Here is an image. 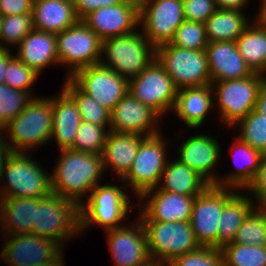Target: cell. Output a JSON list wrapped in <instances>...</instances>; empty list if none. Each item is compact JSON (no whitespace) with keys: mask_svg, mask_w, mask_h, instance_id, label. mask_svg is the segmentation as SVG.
<instances>
[{"mask_svg":"<svg viewBox=\"0 0 266 266\" xmlns=\"http://www.w3.org/2000/svg\"><path fill=\"white\" fill-rule=\"evenodd\" d=\"M60 157L50 173L52 192L76 201L79 205L84 197L101 184L104 166L100 154L74 150H59Z\"/></svg>","mask_w":266,"mask_h":266,"instance_id":"cell-1","label":"cell"},{"mask_svg":"<svg viewBox=\"0 0 266 266\" xmlns=\"http://www.w3.org/2000/svg\"><path fill=\"white\" fill-rule=\"evenodd\" d=\"M52 118L53 96L36 95L0 132L11 152H33L51 141Z\"/></svg>","mask_w":266,"mask_h":266,"instance_id":"cell-2","label":"cell"},{"mask_svg":"<svg viewBox=\"0 0 266 266\" xmlns=\"http://www.w3.org/2000/svg\"><path fill=\"white\" fill-rule=\"evenodd\" d=\"M32 234L55 241L64 249L65 241L82 235L80 205L53 192L45 197L35 198Z\"/></svg>","mask_w":266,"mask_h":266,"instance_id":"cell-3","label":"cell"},{"mask_svg":"<svg viewBox=\"0 0 266 266\" xmlns=\"http://www.w3.org/2000/svg\"><path fill=\"white\" fill-rule=\"evenodd\" d=\"M123 186L101 183L89 193L80 204L81 233L92 225L108 231L126 224L128 213L134 208L135 203L129 200V194L125 192L127 187Z\"/></svg>","mask_w":266,"mask_h":266,"instance_id":"cell-4","label":"cell"},{"mask_svg":"<svg viewBox=\"0 0 266 266\" xmlns=\"http://www.w3.org/2000/svg\"><path fill=\"white\" fill-rule=\"evenodd\" d=\"M139 30L102 40L100 64L127 80L142 72L156 58V48Z\"/></svg>","mask_w":266,"mask_h":266,"instance_id":"cell-5","label":"cell"},{"mask_svg":"<svg viewBox=\"0 0 266 266\" xmlns=\"http://www.w3.org/2000/svg\"><path fill=\"white\" fill-rule=\"evenodd\" d=\"M31 157L26 152L8 155L0 180L1 184L4 181L0 197L41 198L52 192L50 174Z\"/></svg>","mask_w":266,"mask_h":266,"instance_id":"cell-6","label":"cell"},{"mask_svg":"<svg viewBox=\"0 0 266 266\" xmlns=\"http://www.w3.org/2000/svg\"><path fill=\"white\" fill-rule=\"evenodd\" d=\"M266 76L260 73L234 80L212 82L214 101L220 121L228 128L234 127L256 107L260 87Z\"/></svg>","mask_w":266,"mask_h":266,"instance_id":"cell-7","label":"cell"},{"mask_svg":"<svg viewBox=\"0 0 266 266\" xmlns=\"http://www.w3.org/2000/svg\"><path fill=\"white\" fill-rule=\"evenodd\" d=\"M141 221L147 236L149 256L163 266L200 247L190 222Z\"/></svg>","mask_w":266,"mask_h":266,"instance_id":"cell-8","label":"cell"},{"mask_svg":"<svg viewBox=\"0 0 266 266\" xmlns=\"http://www.w3.org/2000/svg\"><path fill=\"white\" fill-rule=\"evenodd\" d=\"M163 133L145 136L140 142L136 157L128 173L120 182L134 191L138 198L145 191L156 188L160 182L162 172L166 166L167 148L166 138ZM165 138V139H164ZM167 152V153H166ZM131 186V187H130Z\"/></svg>","mask_w":266,"mask_h":266,"instance_id":"cell-9","label":"cell"},{"mask_svg":"<svg viewBox=\"0 0 266 266\" xmlns=\"http://www.w3.org/2000/svg\"><path fill=\"white\" fill-rule=\"evenodd\" d=\"M156 59L178 90L211 84L205 50L184 49L166 43L156 47Z\"/></svg>","mask_w":266,"mask_h":266,"instance_id":"cell-10","label":"cell"},{"mask_svg":"<svg viewBox=\"0 0 266 266\" xmlns=\"http://www.w3.org/2000/svg\"><path fill=\"white\" fill-rule=\"evenodd\" d=\"M56 38L59 64L69 69L65 79L81 68L100 64L102 39L82 20L57 33Z\"/></svg>","mask_w":266,"mask_h":266,"instance_id":"cell-11","label":"cell"},{"mask_svg":"<svg viewBox=\"0 0 266 266\" xmlns=\"http://www.w3.org/2000/svg\"><path fill=\"white\" fill-rule=\"evenodd\" d=\"M178 89L155 58L136 77L128 80V92L161 118L172 112Z\"/></svg>","mask_w":266,"mask_h":266,"instance_id":"cell-12","label":"cell"},{"mask_svg":"<svg viewBox=\"0 0 266 266\" xmlns=\"http://www.w3.org/2000/svg\"><path fill=\"white\" fill-rule=\"evenodd\" d=\"M237 191L234 188L210 185L195 197L190 224L196 241L201 247L217 248L220 216L226 202Z\"/></svg>","mask_w":266,"mask_h":266,"instance_id":"cell-13","label":"cell"},{"mask_svg":"<svg viewBox=\"0 0 266 266\" xmlns=\"http://www.w3.org/2000/svg\"><path fill=\"white\" fill-rule=\"evenodd\" d=\"M184 20L182 0H151L139 9L140 31L155 48L170 43Z\"/></svg>","mask_w":266,"mask_h":266,"instance_id":"cell-14","label":"cell"},{"mask_svg":"<svg viewBox=\"0 0 266 266\" xmlns=\"http://www.w3.org/2000/svg\"><path fill=\"white\" fill-rule=\"evenodd\" d=\"M70 79L109 111L128 93V80L101 64L81 68Z\"/></svg>","mask_w":266,"mask_h":266,"instance_id":"cell-15","label":"cell"},{"mask_svg":"<svg viewBox=\"0 0 266 266\" xmlns=\"http://www.w3.org/2000/svg\"><path fill=\"white\" fill-rule=\"evenodd\" d=\"M0 236L6 237L0 258L8 266H37L53 260L63 250L55 241L33 234Z\"/></svg>","mask_w":266,"mask_h":266,"instance_id":"cell-16","label":"cell"},{"mask_svg":"<svg viewBox=\"0 0 266 266\" xmlns=\"http://www.w3.org/2000/svg\"><path fill=\"white\" fill-rule=\"evenodd\" d=\"M195 197L151 188L137 198L139 218L170 223L190 222Z\"/></svg>","mask_w":266,"mask_h":266,"instance_id":"cell-17","label":"cell"},{"mask_svg":"<svg viewBox=\"0 0 266 266\" xmlns=\"http://www.w3.org/2000/svg\"><path fill=\"white\" fill-rule=\"evenodd\" d=\"M137 219L105 231L114 266H139L151 259L143 222Z\"/></svg>","mask_w":266,"mask_h":266,"instance_id":"cell-18","label":"cell"},{"mask_svg":"<svg viewBox=\"0 0 266 266\" xmlns=\"http://www.w3.org/2000/svg\"><path fill=\"white\" fill-rule=\"evenodd\" d=\"M217 138L208 134H193L177 147V159L195 170L210 185L217 186L219 174L216 171L221 148Z\"/></svg>","mask_w":266,"mask_h":266,"instance_id":"cell-19","label":"cell"},{"mask_svg":"<svg viewBox=\"0 0 266 266\" xmlns=\"http://www.w3.org/2000/svg\"><path fill=\"white\" fill-rule=\"evenodd\" d=\"M161 117L129 92L110 111V131L152 136L162 132Z\"/></svg>","mask_w":266,"mask_h":266,"instance_id":"cell-20","label":"cell"},{"mask_svg":"<svg viewBox=\"0 0 266 266\" xmlns=\"http://www.w3.org/2000/svg\"><path fill=\"white\" fill-rule=\"evenodd\" d=\"M82 21L102 40L129 34L139 28V9L123 1L102 7L86 15Z\"/></svg>","mask_w":266,"mask_h":266,"instance_id":"cell-21","label":"cell"},{"mask_svg":"<svg viewBox=\"0 0 266 266\" xmlns=\"http://www.w3.org/2000/svg\"><path fill=\"white\" fill-rule=\"evenodd\" d=\"M205 51L211 83L247 78L254 74L234 41L208 42Z\"/></svg>","mask_w":266,"mask_h":266,"instance_id":"cell-22","label":"cell"},{"mask_svg":"<svg viewBox=\"0 0 266 266\" xmlns=\"http://www.w3.org/2000/svg\"><path fill=\"white\" fill-rule=\"evenodd\" d=\"M16 48V57L38 74L50 65L60 66L55 33L33 29Z\"/></svg>","mask_w":266,"mask_h":266,"instance_id":"cell-23","label":"cell"},{"mask_svg":"<svg viewBox=\"0 0 266 266\" xmlns=\"http://www.w3.org/2000/svg\"><path fill=\"white\" fill-rule=\"evenodd\" d=\"M212 85L185 87L177 91V98L173 108L176 117L182 120L189 129L201 128L208 113L214 107Z\"/></svg>","mask_w":266,"mask_h":266,"instance_id":"cell-24","label":"cell"},{"mask_svg":"<svg viewBox=\"0 0 266 266\" xmlns=\"http://www.w3.org/2000/svg\"><path fill=\"white\" fill-rule=\"evenodd\" d=\"M233 139L230 153L236 168L224 177L220 175L217 186L243 190L241 193H244L258 172L263 154L243 142L238 135Z\"/></svg>","mask_w":266,"mask_h":266,"instance_id":"cell-25","label":"cell"},{"mask_svg":"<svg viewBox=\"0 0 266 266\" xmlns=\"http://www.w3.org/2000/svg\"><path fill=\"white\" fill-rule=\"evenodd\" d=\"M145 136L109 131L101 153L105 174L111 168L119 179L129 171Z\"/></svg>","mask_w":266,"mask_h":266,"instance_id":"cell-26","label":"cell"},{"mask_svg":"<svg viewBox=\"0 0 266 266\" xmlns=\"http://www.w3.org/2000/svg\"><path fill=\"white\" fill-rule=\"evenodd\" d=\"M53 96V118L51 140L59 150L71 148L81 124V115L75 100L61 87Z\"/></svg>","mask_w":266,"mask_h":266,"instance_id":"cell-27","label":"cell"},{"mask_svg":"<svg viewBox=\"0 0 266 266\" xmlns=\"http://www.w3.org/2000/svg\"><path fill=\"white\" fill-rule=\"evenodd\" d=\"M32 20L33 29L57 34L75 25L79 18L73 0H34Z\"/></svg>","mask_w":266,"mask_h":266,"instance_id":"cell-28","label":"cell"},{"mask_svg":"<svg viewBox=\"0 0 266 266\" xmlns=\"http://www.w3.org/2000/svg\"><path fill=\"white\" fill-rule=\"evenodd\" d=\"M0 221L1 235L32 234L35 198L0 197Z\"/></svg>","mask_w":266,"mask_h":266,"instance_id":"cell-29","label":"cell"},{"mask_svg":"<svg viewBox=\"0 0 266 266\" xmlns=\"http://www.w3.org/2000/svg\"><path fill=\"white\" fill-rule=\"evenodd\" d=\"M209 186L210 184L195 170L175 158L167 161L156 188L187 196H198Z\"/></svg>","mask_w":266,"mask_h":266,"instance_id":"cell-30","label":"cell"},{"mask_svg":"<svg viewBox=\"0 0 266 266\" xmlns=\"http://www.w3.org/2000/svg\"><path fill=\"white\" fill-rule=\"evenodd\" d=\"M256 206L253 198L249 194L247 196L241 194L240 190L226 202L220 216L217 248L233 242L241 223Z\"/></svg>","mask_w":266,"mask_h":266,"instance_id":"cell-31","label":"cell"},{"mask_svg":"<svg viewBox=\"0 0 266 266\" xmlns=\"http://www.w3.org/2000/svg\"><path fill=\"white\" fill-rule=\"evenodd\" d=\"M204 24L208 42H236L251 20L241 10L217 9Z\"/></svg>","mask_w":266,"mask_h":266,"instance_id":"cell-32","label":"cell"},{"mask_svg":"<svg viewBox=\"0 0 266 266\" xmlns=\"http://www.w3.org/2000/svg\"><path fill=\"white\" fill-rule=\"evenodd\" d=\"M237 38L240 55L254 73L266 76V28L255 18Z\"/></svg>","mask_w":266,"mask_h":266,"instance_id":"cell-33","label":"cell"},{"mask_svg":"<svg viewBox=\"0 0 266 266\" xmlns=\"http://www.w3.org/2000/svg\"><path fill=\"white\" fill-rule=\"evenodd\" d=\"M62 88L75 100L82 121L110 127V111L84 93L70 78L65 79Z\"/></svg>","mask_w":266,"mask_h":266,"instance_id":"cell-34","label":"cell"},{"mask_svg":"<svg viewBox=\"0 0 266 266\" xmlns=\"http://www.w3.org/2000/svg\"><path fill=\"white\" fill-rule=\"evenodd\" d=\"M230 243L266 246V210L257 205L244 219Z\"/></svg>","mask_w":266,"mask_h":266,"instance_id":"cell-35","label":"cell"},{"mask_svg":"<svg viewBox=\"0 0 266 266\" xmlns=\"http://www.w3.org/2000/svg\"><path fill=\"white\" fill-rule=\"evenodd\" d=\"M220 249L224 266H266V246L227 243Z\"/></svg>","mask_w":266,"mask_h":266,"instance_id":"cell-36","label":"cell"},{"mask_svg":"<svg viewBox=\"0 0 266 266\" xmlns=\"http://www.w3.org/2000/svg\"><path fill=\"white\" fill-rule=\"evenodd\" d=\"M239 128H236V127ZM239 129V138L255 150L266 153V116L256 109L241 119L234 129Z\"/></svg>","mask_w":266,"mask_h":266,"instance_id":"cell-37","label":"cell"},{"mask_svg":"<svg viewBox=\"0 0 266 266\" xmlns=\"http://www.w3.org/2000/svg\"><path fill=\"white\" fill-rule=\"evenodd\" d=\"M33 97L29 92L0 84V131L25 109Z\"/></svg>","mask_w":266,"mask_h":266,"instance_id":"cell-38","label":"cell"},{"mask_svg":"<svg viewBox=\"0 0 266 266\" xmlns=\"http://www.w3.org/2000/svg\"><path fill=\"white\" fill-rule=\"evenodd\" d=\"M32 30V14L3 16L0 32V49L17 47L22 39Z\"/></svg>","mask_w":266,"mask_h":266,"instance_id":"cell-39","label":"cell"},{"mask_svg":"<svg viewBox=\"0 0 266 266\" xmlns=\"http://www.w3.org/2000/svg\"><path fill=\"white\" fill-rule=\"evenodd\" d=\"M109 131L110 127L98 126L81 121L71 148L101 155Z\"/></svg>","mask_w":266,"mask_h":266,"instance_id":"cell-40","label":"cell"},{"mask_svg":"<svg viewBox=\"0 0 266 266\" xmlns=\"http://www.w3.org/2000/svg\"><path fill=\"white\" fill-rule=\"evenodd\" d=\"M170 44L184 49L205 50L208 45L205 24L184 20L175 31Z\"/></svg>","mask_w":266,"mask_h":266,"instance_id":"cell-41","label":"cell"},{"mask_svg":"<svg viewBox=\"0 0 266 266\" xmlns=\"http://www.w3.org/2000/svg\"><path fill=\"white\" fill-rule=\"evenodd\" d=\"M5 84L11 88L29 92L32 96L31 87L38 80L39 75L34 69L27 67L16 55L10 60L6 69Z\"/></svg>","mask_w":266,"mask_h":266,"instance_id":"cell-42","label":"cell"},{"mask_svg":"<svg viewBox=\"0 0 266 266\" xmlns=\"http://www.w3.org/2000/svg\"><path fill=\"white\" fill-rule=\"evenodd\" d=\"M167 266H224V259L220 248L200 246L175 258Z\"/></svg>","mask_w":266,"mask_h":266,"instance_id":"cell-43","label":"cell"},{"mask_svg":"<svg viewBox=\"0 0 266 266\" xmlns=\"http://www.w3.org/2000/svg\"><path fill=\"white\" fill-rule=\"evenodd\" d=\"M184 17L187 21L205 23L217 10L215 0H182Z\"/></svg>","mask_w":266,"mask_h":266,"instance_id":"cell-44","label":"cell"},{"mask_svg":"<svg viewBox=\"0 0 266 266\" xmlns=\"http://www.w3.org/2000/svg\"><path fill=\"white\" fill-rule=\"evenodd\" d=\"M253 198L257 205L262 206L266 202V153L262 155L258 172L253 182L245 190Z\"/></svg>","mask_w":266,"mask_h":266,"instance_id":"cell-45","label":"cell"},{"mask_svg":"<svg viewBox=\"0 0 266 266\" xmlns=\"http://www.w3.org/2000/svg\"><path fill=\"white\" fill-rule=\"evenodd\" d=\"M124 0H73L74 9L79 20H82L92 11L102 7L116 6Z\"/></svg>","mask_w":266,"mask_h":266,"instance_id":"cell-46","label":"cell"},{"mask_svg":"<svg viewBox=\"0 0 266 266\" xmlns=\"http://www.w3.org/2000/svg\"><path fill=\"white\" fill-rule=\"evenodd\" d=\"M34 0H0V14L11 16L32 14Z\"/></svg>","mask_w":266,"mask_h":266,"instance_id":"cell-47","label":"cell"},{"mask_svg":"<svg viewBox=\"0 0 266 266\" xmlns=\"http://www.w3.org/2000/svg\"><path fill=\"white\" fill-rule=\"evenodd\" d=\"M251 0H215L217 9L243 10Z\"/></svg>","mask_w":266,"mask_h":266,"instance_id":"cell-48","label":"cell"},{"mask_svg":"<svg viewBox=\"0 0 266 266\" xmlns=\"http://www.w3.org/2000/svg\"><path fill=\"white\" fill-rule=\"evenodd\" d=\"M15 56L11 49H0V84H5L6 69L10 60Z\"/></svg>","mask_w":266,"mask_h":266,"instance_id":"cell-49","label":"cell"},{"mask_svg":"<svg viewBox=\"0 0 266 266\" xmlns=\"http://www.w3.org/2000/svg\"><path fill=\"white\" fill-rule=\"evenodd\" d=\"M255 109L266 116V80L260 87Z\"/></svg>","mask_w":266,"mask_h":266,"instance_id":"cell-50","label":"cell"},{"mask_svg":"<svg viewBox=\"0 0 266 266\" xmlns=\"http://www.w3.org/2000/svg\"><path fill=\"white\" fill-rule=\"evenodd\" d=\"M10 153L11 151L9 147L7 146V144L5 143V138L3 134L0 132V180H1V176H2V172L4 169L6 159Z\"/></svg>","mask_w":266,"mask_h":266,"instance_id":"cell-51","label":"cell"},{"mask_svg":"<svg viewBox=\"0 0 266 266\" xmlns=\"http://www.w3.org/2000/svg\"><path fill=\"white\" fill-rule=\"evenodd\" d=\"M260 7L258 8V13L256 14L255 19L266 28V0L260 1Z\"/></svg>","mask_w":266,"mask_h":266,"instance_id":"cell-52","label":"cell"},{"mask_svg":"<svg viewBox=\"0 0 266 266\" xmlns=\"http://www.w3.org/2000/svg\"><path fill=\"white\" fill-rule=\"evenodd\" d=\"M64 253L63 250L51 261H48L47 263H43L37 266H64L66 263H64Z\"/></svg>","mask_w":266,"mask_h":266,"instance_id":"cell-53","label":"cell"},{"mask_svg":"<svg viewBox=\"0 0 266 266\" xmlns=\"http://www.w3.org/2000/svg\"><path fill=\"white\" fill-rule=\"evenodd\" d=\"M126 2H129L130 4L136 6L138 9H140L143 5L148 3L151 0H124Z\"/></svg>","mask_w":266,"mask_h":266,"instance_id":"cell-54","label":"cell"},{"mask_svg":"<svg viewBox=\"0 0 266 266\" xmlns=\"http://www.w3.org/2000/svg\"><path fill=\"white\" fill-rule=\"evenodd\" d=\"M139 266H163L162 264H160L157 261H153L152 259H150L147 263L145 264H141Z\"/></svg>","mask_w":266,"mask_h":266,"instance_id":"cell-55","label":"cell"},{"mask_svg":"<svg viewBox=\"0 0 266 266\" xmlns=\"http://www.w3.org/2000/svg\"><path fill=\"white\" fill-rule=\"evenodd\" d=\"M2 19H3V16L0 14V32H1V27H2Z\"/></svg>","mask_w":266,"mask_h":266,"instance_id":"cell-56","label":"cell"},{"mask_svg":"<svg viewBox=\"0 0 266 266\" xmlns=\"http://www.w3.org/2000/svg\"><path fill=\"white\" fill-rule=\"evenodd\" d=\"M262 207L266 210V202L262 205Z\"/></svg>","mask_w":266,"mask_h":266,"instance_id":"cell-57","label":"cell"}]
</instances>
